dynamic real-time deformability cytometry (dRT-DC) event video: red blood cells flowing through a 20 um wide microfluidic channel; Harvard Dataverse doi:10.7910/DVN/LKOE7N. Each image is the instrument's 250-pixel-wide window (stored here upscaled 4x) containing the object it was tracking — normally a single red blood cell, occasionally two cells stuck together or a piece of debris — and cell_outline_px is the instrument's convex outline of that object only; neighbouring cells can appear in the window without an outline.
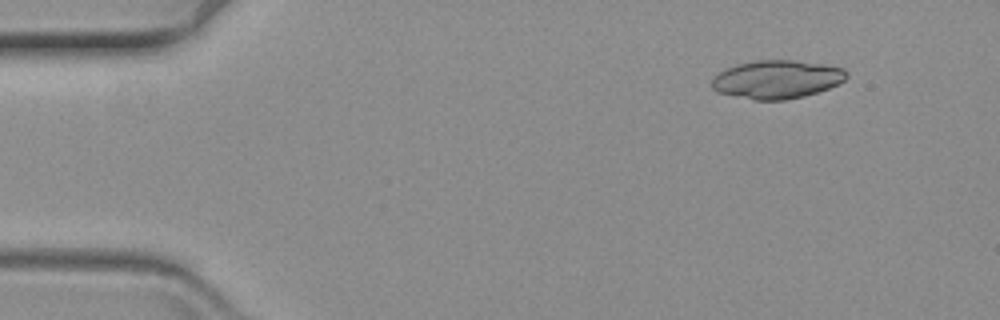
{"species": "common noctule bat (a hibernating species)", "species_latin": "Nyctalus noctula", "temperature_condition": "warm", "stored_images_in_passage": 55, "segment_of_instrument_passage": [1, 2], "camera_frame_rate_fps": 3000, "um_per_image_px": 0.085, "animal": {"sex": "female", "body_mass_g": 19.3, "forearm_length_mm": 54.1}, "frame": {"image": 1, "passage_image": 1, "time_ms": 0.0, "image_size_px": [1000, 320], "cell_outline_px": [[848, 76], [844, 80], [828, 88], [804, 96], [788, 100], [752, 100], [716, 92], [712, 88], [712, 80], [724, 68], [736, 64], [756, 60], [792, 60], [824, 64], [844, 68], [848, 72]], "centroid_in_image_um": [66.02, 6.75], "position_along_channel_um": 19.0, "area_um2": 30.23}}